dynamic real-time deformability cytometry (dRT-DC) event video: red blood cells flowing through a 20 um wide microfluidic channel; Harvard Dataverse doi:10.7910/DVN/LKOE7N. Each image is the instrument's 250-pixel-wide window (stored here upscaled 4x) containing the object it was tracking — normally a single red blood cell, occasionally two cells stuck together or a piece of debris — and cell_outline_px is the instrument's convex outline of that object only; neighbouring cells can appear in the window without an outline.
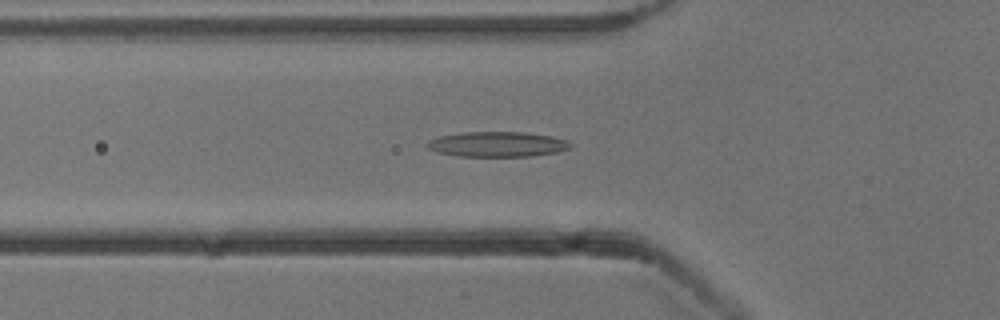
{"species": "common noctule bat (a hibernating species)", "species_latin": "Nyctalus noctula", "temperature_condition": "cold", "stored_images_in_passage": 55, "segment_of_instrument_passage": [1, 2], "camera_frame_rate_fps": 3000, "um_per_image_px": 0.085, "animal": {"sex": "male", "body_mass_g": 13.3}, "frame": {"image": 1, "passage_image": 19, "time_ms": 6.0, "image_size_px": [1000, 320], "cell_outline_px": [[572, 148], [556, 152], [532, 156], [456, 156], [436, 152], [428, 148], [428, 140], [440, 136], [464, 132], [524, 132], [552, 136], [568, 140], [572, 144]], "centroid_in_image_um": [42.3, 12.26], "position_along_channel_um": 83.5, "area_um2": 21.04}}
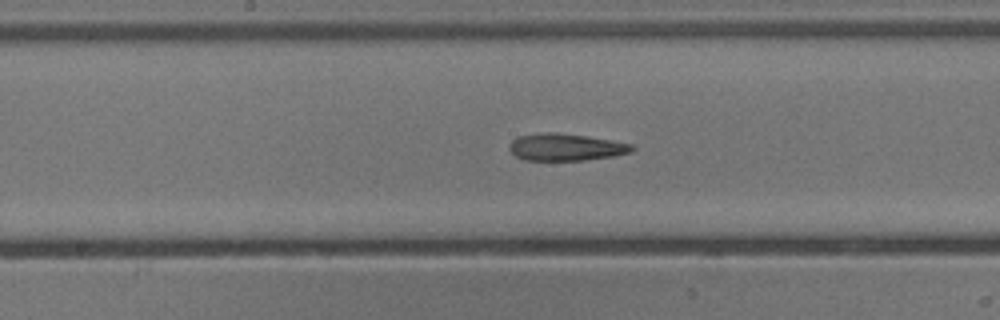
{"frame": {"image": 2, "passage_image": 28, "time_ms": 9.0, "image_size_px": [1000, 320], "cell_outline_px": [[636, 148], [632, 152], [612, 156], [584, 160], [524, 160], [516, 156], [508, 148], [508, 144], [512, 140], [520, 136], [552, 132], [556, 132], [584, 136], [632, 144]], "centroid_in_image_um": [48.08, 12.52], "position_along_channel_um": 200.1, "area_um2": 19.07}}
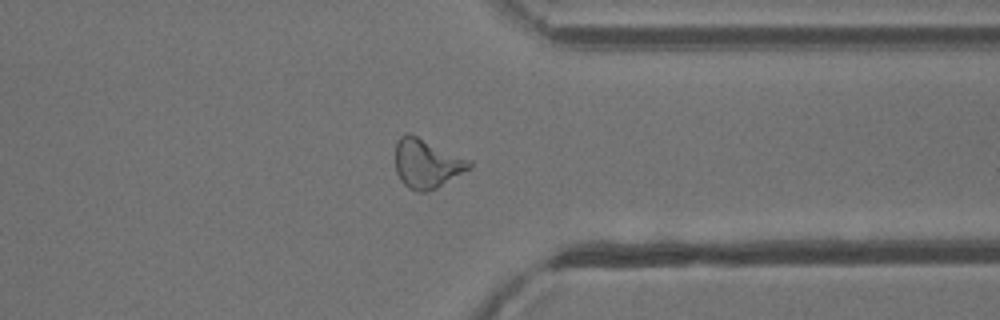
{"frame": {"image": 3, "passage_image": 42, "time_ms": 13.667, "image_size_px": [1000, 320], "cell_outline_px": [[472, 168], [436, 188], [424, 192], [416, 192], [408, 188], [400, 180], [396, 172], [396, 144], [400, 136], [408, 132], [472, 160]], "centroid_in_image_um": [36.29, 13.9], "position_along_channel_um": 375.1, "area_um2": 21.27}}